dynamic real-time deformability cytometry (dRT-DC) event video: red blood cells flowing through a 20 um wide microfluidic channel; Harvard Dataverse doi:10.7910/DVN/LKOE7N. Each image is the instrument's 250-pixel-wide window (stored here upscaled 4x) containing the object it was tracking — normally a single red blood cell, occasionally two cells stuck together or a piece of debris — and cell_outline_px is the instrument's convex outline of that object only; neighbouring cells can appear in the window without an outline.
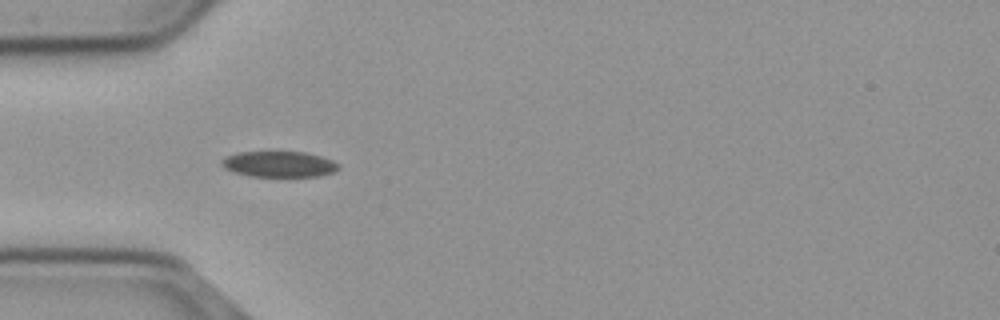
{"species": "common noctule bat (a hibernating species)", "species_latin": "Nyctalus noctula", "temperature_condition": "cold", "stored_images_in_passage": 12, "camera_frame_rate_fps": 3000, "um_per_image_px": 0.085, "animal": {"sex": "male", "body_mass_g": 23.1, "forearm_length_mm": 52.7}, "frame": {"image": 1, "passage_image": 6, "time_ms": 1.667, "image_size_px": [1000, 320], "cell_outline_px": [[340, 168], [332, 172], [320, 176], [248, 176], [232, 172], [224, 168], [220, 164], [220, 160], [228, 156], [240, 152], [304, 152], [320, 156], [332, 160], [340, 164]], "centroid_in_image_um": [23.7, 13.96], "position_along_channel_um": 61.3, "area_um2": 17.57}}